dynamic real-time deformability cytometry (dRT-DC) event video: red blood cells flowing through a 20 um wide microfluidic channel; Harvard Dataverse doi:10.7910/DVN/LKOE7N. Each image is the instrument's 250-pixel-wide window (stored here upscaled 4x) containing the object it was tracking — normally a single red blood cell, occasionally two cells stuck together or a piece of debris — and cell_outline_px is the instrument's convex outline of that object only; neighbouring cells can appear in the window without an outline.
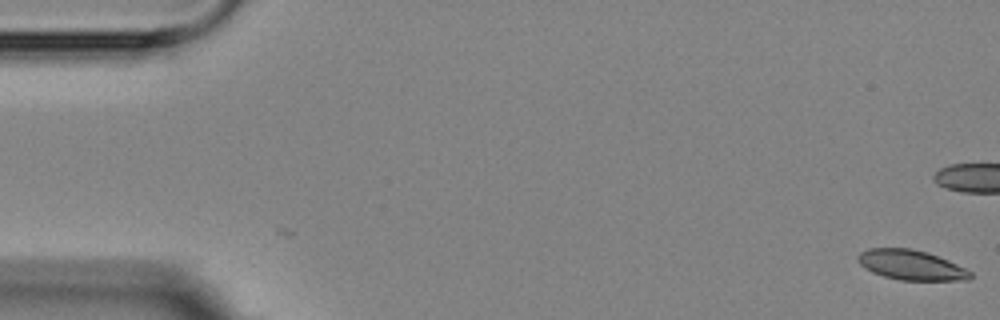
{"species": "Egyptian fruit bat (a non-hibernating species)", "species_latin": "Rousettus aegyptiacus", "temperature_condition": "room temperature", "stored_images_in_passage": 16, "camera_frame_rate_fps": 3000, "um_per_image_px": 0.085, "animal": {"sex": "female"}, "frame": {"image": 1, "passage_image": 1, "time_ms": 0.0, "image_size_px": [1000, 320], "cell_outline_px": [[972, 276], [968, 280], [900, 280], [884, 276], [872, 272], [860, 264], [856, 256], [860, 252], [868, 248], [912, 248], [928, 252], [948, 260], [972, 272]], "centroid_in_image_um": [77.43, 22.51], "position_along_channel_um": 7.6, "area_um2": 19.59}}
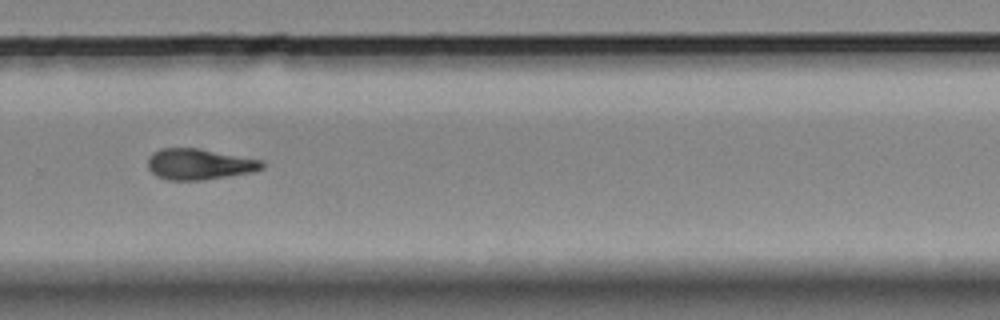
{"frame": {"image": 2, "passage_image": 12, "time_ms": 13.333, "image_size_px": [1000, 320], "cell_outline_px": [[264, 168], [252, 172], [204, 180], [168, 180], [156, 176], [148, 168], [148, 156], [152, 152], [160, 148], [200, 148], [264, 160]], "centroid_in_image_um": [16.94, 13.95], "position_along_channel_um": 312.9, "area_um2": 20.87}}
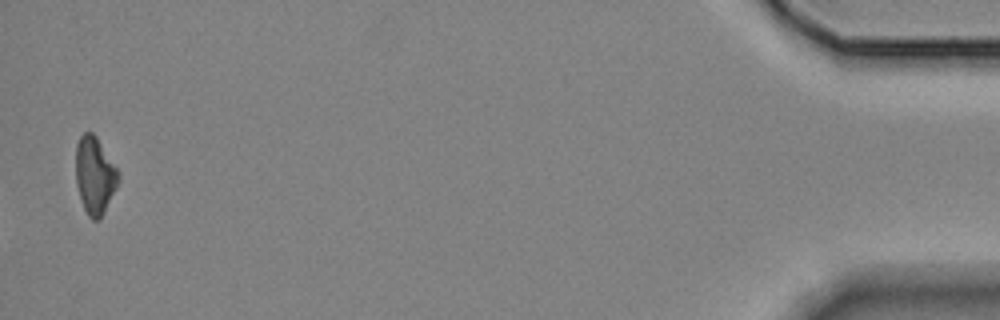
{"frame": {"image": 3, "passage_image": 16, "time_ms": 19.0, "image_size_px": [1000, 320], "cell_outline_px": [[120, 180], [100, 220], [92, 220], [88, 216], [84, 208], [76, 184], [76, 144], [80, 136], [84, 132], [92, 132], [96, 136], [120, 172]], "centroid_in_image_um": [8.07, 14.9], "position_along_channel_um": 427.1, "area_um2": 19.25}, "authors_computed_cell_mechanics": {"area_um2": 20.7791, "velocity_mm_per_s": 3.5603, "shape_relaxation_time_tau1_ms": 2.8644, "shape_relaxation_time_tau2_ms": null, "deformation_change_tau1": 0.0733, "deformation_change_tau2": null}}